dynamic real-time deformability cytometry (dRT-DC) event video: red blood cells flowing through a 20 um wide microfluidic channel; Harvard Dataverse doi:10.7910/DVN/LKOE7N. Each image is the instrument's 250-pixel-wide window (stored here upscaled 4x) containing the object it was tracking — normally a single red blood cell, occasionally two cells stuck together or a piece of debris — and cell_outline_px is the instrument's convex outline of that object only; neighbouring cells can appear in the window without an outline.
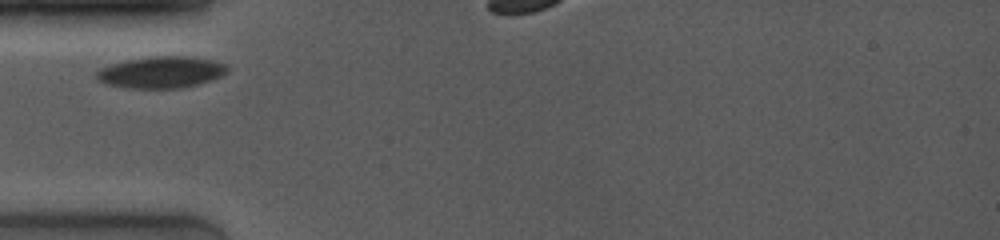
{"species": "common noctule bat (a hibernating species)", "species_latin": "Nyctalus noctula", "temperature_condition": "room temperature", "stored_images_in_passage": 2, "camera_frame_rate_fps": 4000, "um_per_image_px": 0.085, "animal": {"sex": "female", "body_mass_g": 19.0, "forearm_length_mm": 53.3}, "frame": {"image": 1, "passage_image": 1, "time_ms": 0.0, "image_size_px": [1000, 240], "cell_outline_px": [[228, 68], [220, 76], [212, 80], [180, 88], [128, 88], [108, 84], [96, 80], [96, 72], [100, 68], [112, 64], [128, 60], [152, 56], [192, 56], [212, 60], [228, 64]], "centroid_in_image_um": [13.7, 6.13], "position_along_channel_um": 71.3, "area_um2": 23.99}}